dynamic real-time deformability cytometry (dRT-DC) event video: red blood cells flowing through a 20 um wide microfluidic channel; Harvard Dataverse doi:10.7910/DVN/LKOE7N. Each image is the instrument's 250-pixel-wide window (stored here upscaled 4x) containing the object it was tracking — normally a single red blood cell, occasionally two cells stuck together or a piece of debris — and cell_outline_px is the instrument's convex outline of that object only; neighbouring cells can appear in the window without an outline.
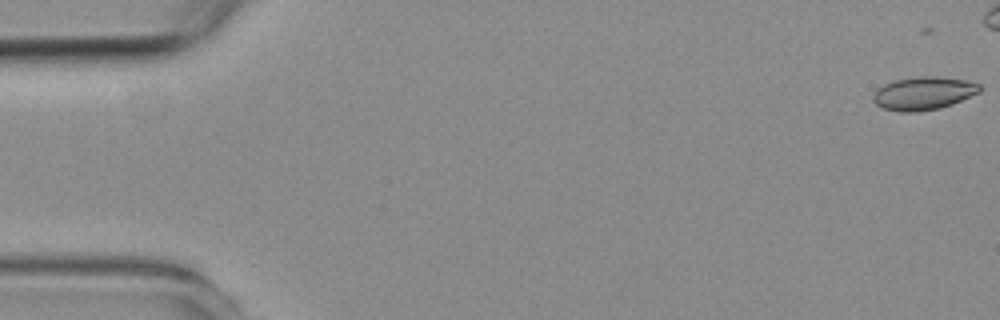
{"species": "common noctule bat (a hibernating species)", "species_latin": "Nyctalus noctula", "temperature_condition": "room temperature", "stored_images_in_passage": 7, "camera_frame_rate_fps": 3000, "um_per_image_px": 0.085, "animal": {"sex": "female", "body_mass_g": 19.3, "forearm_length_mm": 54.1}, "frame": {"image": 1, "passage_image": 1, "time_ms": 0.0, "image_size_px": [1000, 320], "cell_outline_px": [[984, 88], [980, 92], [952, 104], [940, 108], [916, 112], [900, 112], [884, 108], [876, 104], [872, 100], [872, 96], [876, 88], [884, 84], [896, 80], [920, 76], [936, 76], [968, 80], [980, 84]], "centroid_in_image_um": [78.51, 7.92], "position_along_channel_um": 6.5, "area_um2": 20.75}}
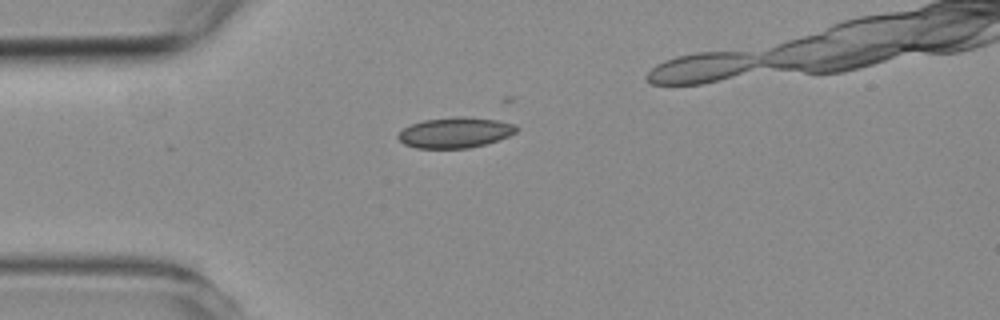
{"frame": {"image": 2, "passage_image": 4, "time_ms": 4.333, "image_size_px": [1000, 320], "cell_outline_px": [[520, 128], [516, 132], [508, 136], [488, 144], [468, 148], [416, 148], [404, 144], [396, 136], [404, 128], [412, 124], [424, 120], [452, 116], [468, 116], [496, 120], [516, 124]], "centroid_in_image_um": [38.72, 11.26], "position_along_channel_um": 46.3, "area_um2": 21.27}}
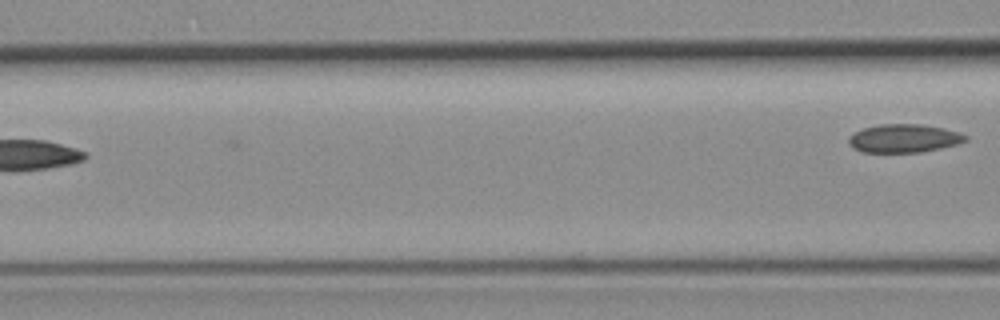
{"frame": {"image": 3, "passage_image": 7, "time_ms": 7.667, "image_size_px": [1000, 320], "cell_outline_px": [[968, 140], [956, 144], [940, 148], [920, 152], [864, 152], [852, 148], [848, 144], [848, 140], [852, 132], [864, 128], [880, 124], [920, 124], [944, 128], [960, 132], [968, 136]], "centroid_in_image_um": [76.82, 11.75], "position_along_channel_um": 89.8, "area_um2": 19.36}}